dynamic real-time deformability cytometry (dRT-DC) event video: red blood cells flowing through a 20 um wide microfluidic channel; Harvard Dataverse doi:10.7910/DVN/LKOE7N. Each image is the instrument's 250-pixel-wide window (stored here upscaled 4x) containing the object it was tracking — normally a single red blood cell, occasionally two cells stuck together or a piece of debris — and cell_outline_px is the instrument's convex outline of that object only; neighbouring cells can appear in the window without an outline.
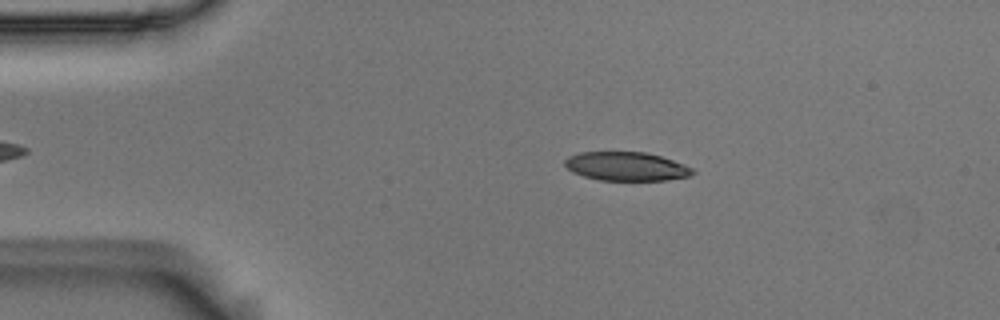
{"species": "Egyptian fruit bat (a non-hibernating species)", "species_latin": "Rousettus aegyptiacus", "temperature_condition": "room temperature", "stored_images_in_passage": 47, "camera_frame_rate_fps": 3000, "um_per_image_px": 0.085, "animal": {"sex": "male"}, "frame": {"image": 1, "passage_image": 10, "time_ms": 3.0, "image_size_px": [1000, 320], "cell_outline_px": [[696, 172], [692, 176], [668, 180], [600, 180], [584, 176], [572, 172], [564, 164], [564, 160], [568, 156], [580, 152], [644, 152], [660, 156], [684, 164], [692, 168]], "centroid_in_image_um": [53.25, 14.14], "position_along_channel_um": 31.8, "area_um2": 21.44}}
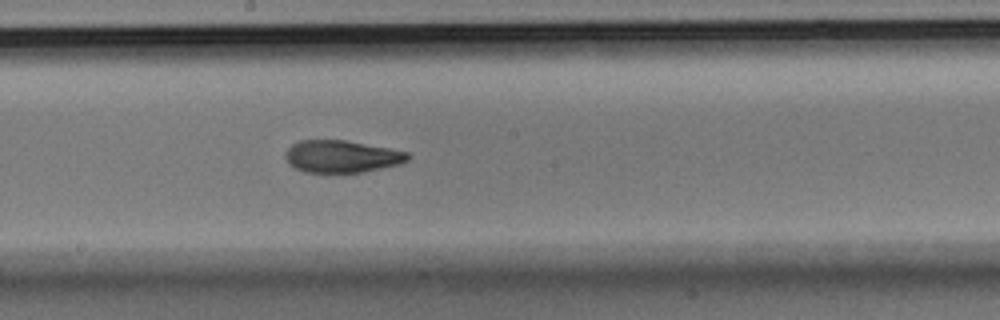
{"frame": {"image": 2, "passage_image": 29, "time_ms": 9.333, "image_size_px": [1000, 320], "cell_outline_px": [[408, 160], [400, 164], [364, 172], [304, 172], [288, 164], [284, 156], [284, 152], [292, 144], [300, 140], [344, 140], [388, 148], [408, 152]], "centroid_in_image_um": [29.0, 13.3], "position_along_channel_um": 219.2, "area_um2": 22.95}}
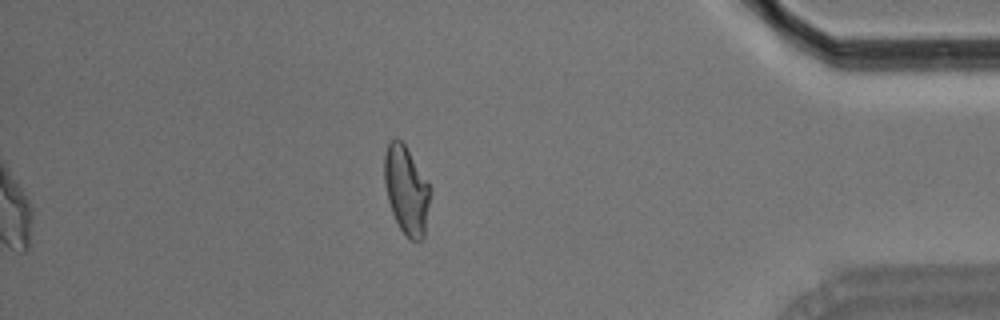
{"frame": {"image": 3, "passage_image": 47, "time_ms": 15.333, "image_size_px": [1000, 320], "cell_outline_px": [[432, 188], [424, 236], [420, 240], [412, 240], [400, 228], [392, 212], [388, 200], [384, 180], [384, 152], [388, 144], [392, 140], [400, 140], [404, 144]], "centroid_in_image_um": [34.55, 16.16], "position_along_channel_um": 400.6, "area_um2": 23.29}, "authors_computed_cell_mechanics": {"area_um2": 23.3512, "velocity_mm_per_s": 3.6719, "shape_relaxation_time_tau1_ms": 5.9609, "shape_relaxation_time_tau2_ms": 2.5431, "deformation_change_tau1": 0.1828, "deformation_change_tau2": 0.0889}}